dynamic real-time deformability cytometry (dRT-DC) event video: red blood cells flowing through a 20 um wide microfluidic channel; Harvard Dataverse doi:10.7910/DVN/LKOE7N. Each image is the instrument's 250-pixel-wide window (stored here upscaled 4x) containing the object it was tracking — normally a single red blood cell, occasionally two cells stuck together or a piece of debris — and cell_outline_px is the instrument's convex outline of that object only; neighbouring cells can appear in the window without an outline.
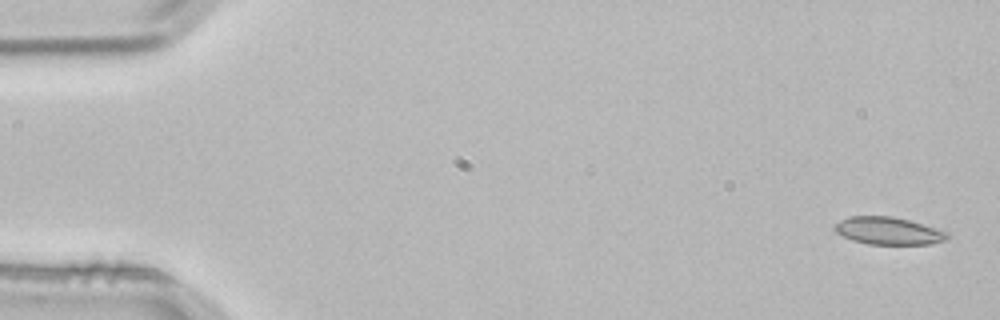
{"species": "common noctule bat (a hibernating species)", "species_latin": "Nyctalus noctula", "temperature_condition": "room temperature", "stored_images_in_passage": 4, "camera_frame_rate_fps": 3000, "um_per_image_px": 0.085, "animal": {"sex": "male", "body_mass_g": 21.5, "forearm_length_mm": 52.0}, "frame": {"image": 1, "passage_image": 1, "time_ms": 0.0, "image_size_px": [1000, 320], "cell_outline_px": [[948, 236], [944, 240], [932, 244], [868, 244], [852, 240], [836, 232], [832, 228], [840, 220], [848, 216], [892, 216], [908, 220], [948, 232]], "centroid_in_image_um": [75.47, 19.62], "position_along_channel_um": 9.5, "area_um2": 17.86}}